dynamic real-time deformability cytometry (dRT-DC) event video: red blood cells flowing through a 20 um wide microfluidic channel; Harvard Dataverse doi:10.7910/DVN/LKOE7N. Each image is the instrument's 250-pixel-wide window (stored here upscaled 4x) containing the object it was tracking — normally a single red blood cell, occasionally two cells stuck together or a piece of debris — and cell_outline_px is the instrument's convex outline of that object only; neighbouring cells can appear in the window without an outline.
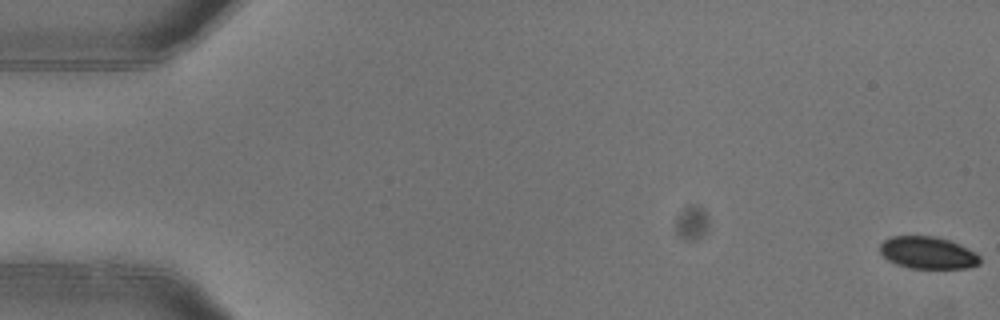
{"species": "common noctule bat (a hibernating species)", "species_latin": "Nyctalus noctula", "temperature_condition": "warm", "stored_images_in_passage": 7, "camera_frame_rate_fps": 3000, "um_per_image_px": 0.085, "animal": {"sex": "female"}, "frame": {"image": 1, "passage_image": 1, "time_ms": 0.0, "image_size_px": [1000, 320], "cell_outline_px": [[980, 264], [968, 268], [912, 268], [896, 264], [888, 260], [880, 252], [880, 244], [884, 240], [892, 236], [936, 236], [960, 244], [976, 252], [980, 256]], "centroid_in_image_um": [78.88, 21.48], "position_along_channel_um": 6.1, "area_um2": 18.79}}